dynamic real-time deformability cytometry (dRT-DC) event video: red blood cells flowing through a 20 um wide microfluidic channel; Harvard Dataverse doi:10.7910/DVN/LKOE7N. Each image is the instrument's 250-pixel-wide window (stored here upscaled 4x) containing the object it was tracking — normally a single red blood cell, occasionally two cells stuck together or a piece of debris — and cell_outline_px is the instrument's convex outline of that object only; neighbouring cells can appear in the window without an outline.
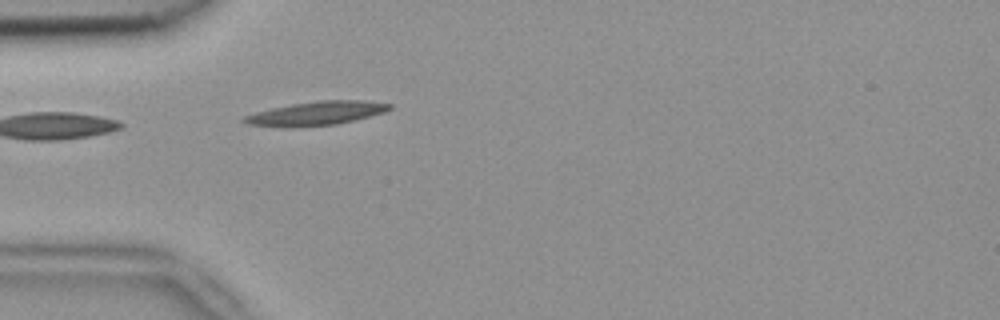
{"species": "common noctule bat (a hibernating species)", "species_latin": "Nyctalus noctula", "temperature_condition": "room temperature", "stored_images_in_passage": 3, "camera_frame_rate_fps": 3000, "um_per_image_px": 0.085, "animal": {"sex": "female", "body_mass_g": 18.4}, "frame": {"image": 1, "passage_image": 3, "time_ms": 0.667, "image_size_px": [1000, 320], "cell_outline_px": [[392, 108], [384, 112], [336, 124], [280, 128], [248, 124], [240, 120], [244, 116], [256, 112], [272, 108], [292, 104], [320, 100], [364, 100], [392, 104]], "centroid_in_image_um": [26.84, 9.63], "position_along_channel_um": 58.2, "area_um2": 20.06}}